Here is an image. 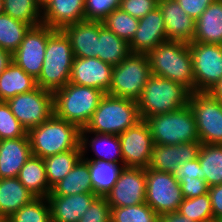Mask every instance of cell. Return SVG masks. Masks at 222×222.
<instances>
[{
	"mask_svg": "<svg viewBox=\"0 0 222 222\" xmlns=\"http://www.w3.org/2000/svg\"><path fill=\"white\" fill-rule=\"evenodd\" d=\"M88 166L93 192L100 197H105L111 191L124 168V164L103 160H88Z\"/></svg>",
	"mask_w": 222,
	"mask_h": 222,
	"instance_id": "cell-31",
	"label": "cell"
},
{
	"mask_svg": "<svg viewBox=\"0 0 222 222\" xmlns=\"http://www.w3.org/2000/svg\"><path fill=\"white\" fill-rule=\"evenodd\" d=\"M150 72L194 92L193 60L189 43L168 40L148 54Z\"/></svg>",
	"mask_w": 222,
	"mask_h": 222,
	"instance_id": "cell-1",
	"label": "cell"
},
{
	"mask_svg": "<svg viewBox=\"0 0 222 222\" xmlns=\"http://www.w3.org/2000/svg\"><path fill=\"white\" fill-rule=\"evenodd\" d=\"M151 76L147 54L130 53L114 66L107 94L137 101Z\"/></svg>",
	"mask_w": 222,
	"mask_h": 222,
	"instance_id": "cell-8",
	"label": "cell"
},
{
	"mask_svg": "<svg viewBox=\"0 0 222 222\" xmlns=\"http://www.w3.org/2000/svg\"><path fill=\"white\" fill-rule=\"evenodd\" d=\"M198 160L201 165V179L209 187L222 184V145L201 144Z\"/></svg>",
	"mask_w": 222,
	"mask_h": 222,
	"instance_id": "cell-32",
	"label": "cell"
},
{
	"mask_svg": "<svg viewBox=\"0 0 222 222\" xmlns=\"http://www.w3.org/2000/svg\"><path fill=\"white\" fill-rule=\"evenodd\" d=\"M36 87V79L13 61L0 74V101H7L16 95L30 92Z\"/></svg>",
	"mask_w": 222,
	"mask_h": 222,
	"instance_id": "cell-29",
	"label": "cell"
},
{
	"mask_svg": "<svg viewBox=\"0 0 222 222\" xmlns=\"http://www.w3.org/2000/svg\"><path fill=\"white\" fill-rule=\"evenodd\" d=\"M35 196L17 177L0 179V220H7Z\"/></svg>",
	"mask_w": 222,
	"mask_h": 222,
	"instance_id": "cell-26",
	"label": "cell"
},
{
	"mask_svg": "<svg viewBox=\"0 0 222 222\" xmlns=\"http://www.w3.org/2000/svg\"><path fill=\"white\" fill-rule=\"evenodd\" d=\"M17 178L35 197L47 198L52 190L48 184L43 158L38 156H30Z\"/></svg>",
	"mask_w": 222,
	"mask_h": 222,
	"instance_id": "cell-28",
	"label": "cell"
},
{
	"mask_svg": "<svg viewBox=\"0 0 222 222\" xmlns=\"http://www.w3.org/2000/svg\"><path fill=\"white\" fill-rule=\"evenodd\" d=\"M181 191L184 198H193L208 193L209 186L204 179L193 178L184 180L181 184Z\"/></svg>",
	"mask_w": 222,
	"mask_h": 222,
	"instance_id": "cell-45",
	"label": "cell"
},
{
	"mask_svg": "<svg viewBox=\"0 0 222 222\" xmlns=\"http://www.w3.org/2000/svg\"><path fill=\"white\" fill-rule=\"evenodd\" d=\"M144 121L150 129L154 144L176 145L199 141L196 121L189 105L147 117Z\"/></svg>",
	"mask_w": 222,
	"mask_h": 222,
	"instance_id": "cell-7",
	"label": "cell"
},
{
	"mask_svg": "<svg viewBox=\"0 0 222 222\" xmlns=\"http://www.w3.org/2000/svg\"><path fill=\"white\" fill-rule=\"evenodd\" d=\"M111 208L142 204L146 199V169L124 167L105 196Z\"/></svg>",
	"mask_w": 222,
	"mask_h": 222,
	"instance_id": "cell-15",
	"label": "cell"
},
{
	"mask_svg": "<svg viewBox=\"0 0 222 222\" xmlns=\"http://www.w3.org/2000/svg\"><path fill=\"white\" fill-rule=\"evenodd\" d=\"M168 41L164 19L159 7L139 19L138 29L129 43L131 53L148 54Z\"/></svg>",
	"mask_w": 222,
	"mask_h": 222,
	"instance_id": "cell-18",
	"label": "cell"
},
{
	"mask_svg": "<svg viewBox=\"0 0 222 222\" xmlns=\"http://www.w3.org/2000/svg\"><path fill=\"white\" fill-rule=\"evenodd\" d=\"M162 12L167 40L193 42L195 20L186 14L176 0H158Z\"/></svg>",
	"mask_w": 222,
	"mask_h": 222,
	"instance_id": "cell-19",
	"label": "cell"
},
{
	"mask_svg": "<svg viewBox=\"0 0 222 222\" xmlns=\"http://www.w3.org/2000/svg\"><path fill=\"white\" fill-rule=\"evenodd\" d=\"M0 14H3V0H0Z\"/></svg>",
	"mask_w": 222,
	"mask_h": 222,
	"instance_id": "cell-52",
	"label": "cell"
},
{
	"mask_svg": "<svg viewBox=\"0 0 222 222\" xmlns=\"http://www.w3.org/2000/svg\"><path fill=\"white\" fill-rule=\"evenodd\" d=\"M78 222H111V207L106 197L98 196Z\"/></svg>",
	"mask_w": 222,
	"mask_h": 222,
	"instance_id": "cell-42",
	"label": "cell"
},
{
	"mask_svg": "<svg viewBox=\"0 0 222 222\" xmlns=\"http://www.w3.org/2000/svg\"><path fill=\"white\" fill-rule=\"evenodd\" d=\"M118 136L124 167L148 168L154 142L147 123L141 120Z\"/></svg>",
	"mask_w": 222,
	"mask_h": 222,
	"instance_id": "cell-14",
	"label": "cell"
},
{
	"mask_svg": "<svg viewBox=\"0 0 222 222\" xmlns=\"http://www.w3.org/2000/svg\"><path fill=\"white\" fill-rule=\"evenodd\" d=\"M32 155L28 134L0 140V179L18 177L20 169Z\"/></svg>",
	"mask_w": 222,
	"mask_h": 222,
	"instance_id": "cell-22",
	"label": "cell"
},
{
	"mask_svg": "<svg viewBox=\"0 0 222 222\" xmlns=\"http://www.w3.org/2000/svg\"><path fill=\"white\" fill-rule=\"evenodd\" d=\"M70 40L74 57H97L99 40V21L84 20L62 29Z\"/></svg>",
	"mask_w": 222,
	"mask_h": 222,
	"instance_id": "cell-21",
	"label": "cell"
},
{
	"mask_svg": "<svg viewBox=\"0 0 222 222\" xmlns=\"http://www.w3.org/2000/svg\"><path fill=\"white\" fill-rule=\"evenodd\" d=\"M111 222H159V215L146 203L111 208Z\"/></svg>",
	"mask_w": 222,
	"mask_h": 222,
	"instance_id": "cell-38",
	"label": "cell"
},
{
	"mask_svg": "<svg viewBox=\"0 0 222 222\" xmlns=\"http://www.w3.org/2000/svg\"><path fill=\"white\" fill-rule=\"evenodd\" d=\"M98 58L112 66L120 64L130 53L129 43L119 38L99 21Z\"/></svg>",
	"mask_w": 222,
	"mask_h": 222,
	"instance_id": "cell-30",
	"label": "cell"
},
{
	"mask_svg": "<svg viewBox=\"0 0 222 222\" xmlns=\"http://www.w3.org/2000/svg\"><path fill=\"white\" fill-rule=\"evenodd\" d=\"M179 6L185 10L195 21L201 16L204 10L216 0H176Z\"/></svg>",
	"mask_w": 222,
	"mask_h": 222,
	"instance_id": "cell-46",
	"label": "cell"
},
{
	"mask_svg": "<svg viewBox=\"0 0 222 222\" xmlns=\"http://www.w3.org/2000/svg\"><path fill=\"white\" fill-rule=\"evenodd\" d=\"M12 114L27 130L42 124L54 114L53 92L36 87L6 101Z\"/></svg>",
	"mask_w": 222,
	"mask_h": 222,
	"instance_id": "cell-10",
	"label": "cell"
},
{
	"mask_svg": "<svg viewBox=\"0 0 222 222\" xmlns=\"http://www.w3.org/2000/svg\"><path fill=\"white\" fill-rule=\"evenodd\" d=\"M208 93L216 100L222 102V78L209 89Z\"/></svg>",
	"mask_w": 222,
	"mask_h": 222,
	"instance_id": "cell-50",
	"label": "cell"
},
{
	"mask_svg": "<svg viewBox=\"0 0 222 222\" xmlns=\"http://www.w3.org/2000/svg\"><path fill=\"white\" fill-rule=\"evenodd\" d=\"M193 42L222 45V0L211 3L195 21Z\"/></svg>",
	"mask_w": 222,
	"mask_h": 222,
	"instance_id": "cell-25",
	"label": "cell"
},
{
	"mask_svg": "<svg viewBox=\"0 0 222 222\" xmlns=\"http://www.w3.org/2000/svg\"><path fill=\"white\" fill-rule=\"evenodd\" d=\"M27 133V130L12 114L7 102L0 101V140L24 137Z\"/></svg>",
	"mask_w": 222,
	"mask_h": 222,
	"instance_id": "cell-40",
	"label": "cell"
},
{
	"mask_svg": "<svg viewBox=\"0 0 222 222\" xmlns=\"http://www.w3.org/2000/svg\"><path fill=\"white\" fill-rule=\"evenodd\" d=\"M177 211L195 222H207L214 219L208 193L198 197L184 198Z\"/></svg>",
	"mask_w": 222,
	"mask_h": 222,
	"instance_id": "cell-39",
	"label": "cell"
},
{
	"mask_svg": "<svg viewBox=\"0 0 222 222\" xmlns=\"http://www.w3.org/2000/svg\"><path fill=\"white\" fill-rule=\"evenodd\" d=\"M141 120L137 101L106 93L80 132L120 135Z\"/></svg>",
	"mask_w": 222,
	"mask_h": 222,
	"instance_id": "cell-2",
	"label": "cell"
},
{
	"mask_svg": "<svg viewBox=\"0 0 222 222\" xmlns=\"http://www.w3.org/2000/svg\"><path fill=\"white\" fill-rule=\"evenodd\" d=\"M207 222H222V220H220V219H211V220H209Z\"/></svg>",
	"mask_w": 222,
	"mask_h": 222,
	"instance_id": "cell-53",
	"label": "cell"
},
{
	"mask_svg": "<svg viewBox=\"0 0 222 222\" xmlns=\"http://www.w3.org/2000/svg\"><path fill=\"white\" fill-rule=\"evenodd\" d=\"M82 157L81 146L66 152L58 153L44 158L48 184L52 188L72 170L77 161Z\"/></svg>",
	"mask_w": 222,
	"mask_h": 222,
	"instance_id": "cell-33",
	"label": "cell"
},
{
	"mask_svg": "<svg viewBox=\"0 0 222 222\" xmlns=\"http://www.w3.org/2000/svg\"><path fill=\"white\" fill-rule=\"evenodd\" d=\"M208 194L214 219L222 220V184L209 187Z\"/></svg>",
	"mask_w": 222,
	"mask_h": 222,
	"instance_id": "cell-47",
	"label": "cell"
},
{
	"mask_svg": "<svg viewBox=\"0 0 222 222\" xmlns=\"http://www.w3.org/2000/svg\"><path fill=\"white\" fill-rule=\"evenodd\" d=\"M80 128L54 114L28 131L32 155L47 158L80 146Z\"/></svg>",
	"mask_w": 222,
	"mask_h": 222,
	"instance_id": "cell-3",
	"label": "cell"
},
{
	"mask_svg": "<svg viewBox=\"0 0 222 222\" xmlns=\"http://www.w3.org/2000/svg\"><path fill=\"white\" fill-rule=\"evenodd\" d=\"M188 105L194 114L199 141L222 145V102L208 92H193Z\"/></svg>",
	"mask_w": 222,
	"mask_h": 222,
	"instance_id": "cell-9",
	"label": "cell"
},
{
	"mask_svg": "<svg viewBox=\"0 0 222 222\" xmlns=\"http://www.w3.org/2000/svg\"><path fill=\"white\" fill-rule=\"evenodd\" d=\"M158 7V0H121L119 8L136 19H141Z\"/></svg>",
	"mask_w": 222,
	"mask_h": 222,
	"instance_id": "cell-43",
	"label": "cell"
},
{
	"mask_svg": "<svg viewBox=\"0 0 222 222\" xmlns=\"http://www.w3.org/2000/svg\"><path fill=\"white\" fill-rule=\"evenodd\" d=\"M159 222H195L178 211L159 215Z\"/></svg>",
	"mask_w": 222,
	"mask_h": 222,
	"instance_id": "cell-48",
	"label": "cell"
},
{
	"mask_svg": "<svg viewBox=\"0 0 222 222\" xmlns=\"http://www.w3.org/2000/svg\"><path fill=\"white\" fill-rule=\"evenodd\" d=\"M106 93L93 87L68 83L53 92L54 115L84 128Z\"/></svg>",
	"mask_w": 222,
	"mask_h": 222,
	"instance_id": "cell-5",
	"label": "cell"
},
{
	"mask_svg": "<svg viewBox=\"0 0 222 222\" xmlns=\"http://www.w3.org/2000/svg\"><path fill=\"white\" fill-rule=\"evenodd\" d=\"M183 199L180 184L173 174L146 168L145 202L158 215L177 211Z\"/></svg>",
	"mask_w": 222,
	"mask_h": 222,
	"instance_id": "cell-11",
	"label": "cell"
},
{
	"mask_svg": "<svg viewBox=\"0 0 222 222\" xmlns=\"http://www.w3.org/2000/svg\"><path fill=\"white\" fill-rule=\"evenodd\" d=\"M200 141L176 145L154 144L149 169L173 174L177 166L198 158Z\"/></svg>",
	"mask_w": 222,
	"mask_h": 222,
	"instance_id": "cell-17",
	"label": "cell"
},
{
	"mask_svg": "<svg viewBox=\"0 0 222 222\" xmlns=\"http://www.w3.org/2000/svg\"><path fill=\"white\" fill-rule=\"evenodd\" d=\"M89 134H94L95 136L89 140ZM80 146L82 158L84 160H103L112 163L121 162V164H123L121 143L118 135L80 132ZM88 147L92 148L96 158H85V152L87 151Z\"/></svg>",
	"mask_w": 222,
	"mask_h": 222,
	"instance_id": "cell-24",
	"label": "cell"
},
{
	"mask_svg": "<svg viewBox=\"0 0 222 222\" xmlns=\"http://www.w3.org/2000/svg\"><path fill=\"white\" fill-rule=\"evenodd\" d=\"M121 0H85V20L102 22L113 10L118 9Z\"/></svg>",
	"mask_w": 222,
	"mask_h": 222,
	"instance_id": "cell-41",
	"label": "cell"
},
{
	"mask_svg": "<svg viewBox=\"0 0 222 222\" xmlns=\"http://www.w3.org/2000/svg\"><path fill=\"white\" fill-rule=\"evenodd\" d=\"M114 66L97 57H74L70 83L93 87L107 93L109 91Z\"/></svg>",
	"mask_w": 222,
	"mask_h": 222,
	"instance_id": "cell-16",
	"label": "cell"
},
{
	"mask_svg": "<svg viewBox=\"0 0 222 222\" xmlns=\"http://www.w3.org/2000/svg\"><path fill=\"white\" fill-rule=\"evenodd\" d=\"M85 0H50L42 8V24L62 30L85 20Z\"/></svg>",
	"mask_w": 222,
	"mask_h": 222,
	"instance_id": "cell-20",
	"label": "cell"
},
{
	"mask_svg": "<svg viewBox=\"0 0 222 222\" xmlns=\"http://www.w3.org/2000/svg\"><path fill=\"white\" fill-rule=\"evenodd\" d=\"M7 222H52L50 205L47 198L35 197L17 212L12 214Z\"/></svg>",
	"mask_w": 222,
	"mask_h": 222,
	"instance_id": "cell-37",
	"label": "cell"
},
{
	"mask_svg": "<svg viewBox=\"0 0 222 222\" xmlns=\"http://www.w3.org/2000/svg\"><path fill=\"white\" fill-rule=\"evenodd\" d=\"M102 23L119 38L130 43L138 29L139 19L118 8L113 10Z\"/></svg>",
	"mask_w": 222,
	"mask_h": 222,
	"instance_id": "cell-36",
	"label": "cell"
},
{
	"mask_svg": "<svg viewBox=\"0 0 222 222\" xmlns=\"http://www.w3.org/2000/svg\"><path fill=\"white\" fill-rule=\"evenodd\" d=\"M190 92L174 81L151 74L137 100L142 120L147 117L169 113L188 105Z\"/></svg>",
	"mask_w": 222,
	"mask_h": 222,
	"instance_id": "cell-6",
	"label": "cell"
},
{
	"mask_svg": "<svg viewBox=\"0 0 222 222\" xmlns=\"http://www.w3.org/2000/svg\"><path fill=\"white\" fill-rule=\"evenodd\" d=\"M74 60L70 40L62 30H54L47 41L42 71L36 85L55 92L69 83Z\"/></svg>",
	"mask_w": 222,
	"mask_h": 222,
	"instance_id": "cell-4",
	"label": "cell"
},
{
	"mask_svg": "<svg viewBox=\"0 0 222 222\" xmlns=\"http://www.w3.org/2000/svg\"><path fill=\"white\" fill-rule=\"evenodd\" d=\"M97 197L94 193L47 196L52 222H78Z\"/></svg>",
	"mask_w": 222,
	"mask_h": 222,
	"instance_id": "cell-23",
	"label": "cell"
},
{
	"mask_svg": "<svg viewBox=\"0 0 222 222\" xmlns=\"http://www.w3.org/2000/svg\"><path fill=\"white\" fill-rule=\"evenodd\" d=\"M13 62V54L0 48V74Z\"/></svg>",
	"mask_w": 222,
	"mask_h": 222,
	"instance_id": "cell-49",
	"label": "cell"
},
{
	"mask_svg": "<svg viewBox=\"0 0 222 222\" xmlns=\"http://www.w3.org/2000/svg\"><path fill=\"white\" fill-rule=\"evenodd\" d=\"M53 31L44 24L30 27L13 53V61L34 79L41 74L47 41Z\"/></svg>",
	"mask_w": 222,
	"mask_h": 222,
	"instance_id": "cell-13",
	"label": "cell"
},
{
	"mask_svg": "<svg viewBox=\"0 0 222 222\" xmlns=\"http://www.w3.org/2000/svg\"><path fill=\"white\" fill-rule=\"evenodd\" d=\"M80 193H94L89 174L88 160L82 157L64 179L56 183L48 196H68Z\"/></svg>",
	"mask_w": 222,
	"mask_h": 222,
	"instance_id": "cell-27",
	"label": "cell"
},
{
	"mask_svg": "<svg viewBox=\"0 0 222 222\" xmlns=\"http://www.w3.org/2000/svg\"><path fill=\"white\" fill-rule=\"evenodd\" d=\"M39 6L43 8L50 0H37Z\"/></svg>",
	"mask_w": 222,
	"mask_h": 222,
	"instance_id": "cell-51",
	"label": "cell"
},
{
	"mask_svg": "<svg viewBox=\"0 0 222 222\" xmlns=\"http://www.w3.org/2000/svg\"><path fill=\"white\" fill-rule=\"evenodd\" d=\"M3 13L30 27L42 24V8L37 0H3Z\"/></svg>",
	"mask_w": 222,
	"mask_h": 222,
	"instance_id": "cell-34",
	"label": "cell"
},
{
	"mask_svg": "<svg viewBox=\"0 0 222 222\" xmlns=\"http://www.w3.org/2000/svg\"><path fill=\"white\" fill-rule=\"evenodd\" d=\"M193 60L194 92H208L222 78V45L189 43Z\"/></svg>",
	"mask_w": 222,
	"mask_h": 222,
	"instance_id": "cell-12",
	"label": "cell"
},
{
	"mask_svg": "<svg viewBox=\"0 0 222 222\" xmlns=\"http://www.w3.org/2000/svg\"><path fill=\"white\" fill-rule=\"evenodd\" d=\"M30 26L6 14H0V48L14 53Z\"/></svg>",
	"mask_w": 222,
	"mask_h": 222,
	"instance_id": "cell-35",
	"label": "cell"
},
{
	"mask_svg": "<svg viewBox=\"0 0 222 222\" xmlns=\"http://www.w3.org/2000/svg\"><path fill=\"white\" fill-rule=\"evenodd\" d=\"M173 176L181 184L184 180H191L193 178L201 179V165L198 158L191 161H186L177 166Z\"/></svg>",
	"mask_w": 222,
	"mask_h": 222,
	"instance_id": "cell-44",
	"label": "cell"
}]
</instances>
